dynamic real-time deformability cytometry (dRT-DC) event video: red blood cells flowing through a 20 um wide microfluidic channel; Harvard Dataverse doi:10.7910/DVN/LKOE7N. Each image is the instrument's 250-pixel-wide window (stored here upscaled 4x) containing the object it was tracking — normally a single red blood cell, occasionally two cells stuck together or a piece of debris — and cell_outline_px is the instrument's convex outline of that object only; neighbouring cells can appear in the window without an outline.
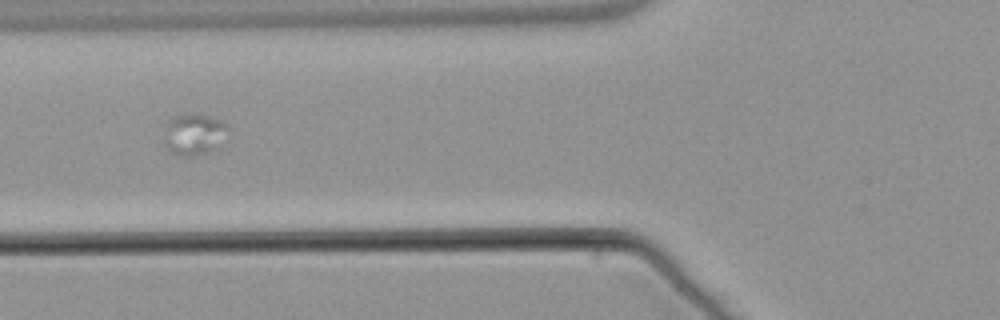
{"species": "common noctule bat (a hibernating species)", "species_latin": "Nyctalus noctula", "temperature_condition": "warm", "stored_images_in_passage": 12, "camera_frame_rate_fps": 3000, "um_per_image_px": 0.085, "animal": {"sex": "male", "body_mass_g": 21.5, "forearm_length_mm": 52.0}, "frame": {"image": 1, "passage_image": 5, "time_ms": 5.667, "image_size_px": [1000, 320], "cell_outline_px": [[228, 128], [212, 148], [204, 152], [192, 156], [180, 156], [172, 152], [164, 144], [164, 140], [168, 120], [172, 116], [184, 112], [204, 116], [220, 120], [228, 124]], "centroid_in_image_um": [16.39, 11.37], "position_along_channel_um": 109.4, "area_um2": 14.74}}
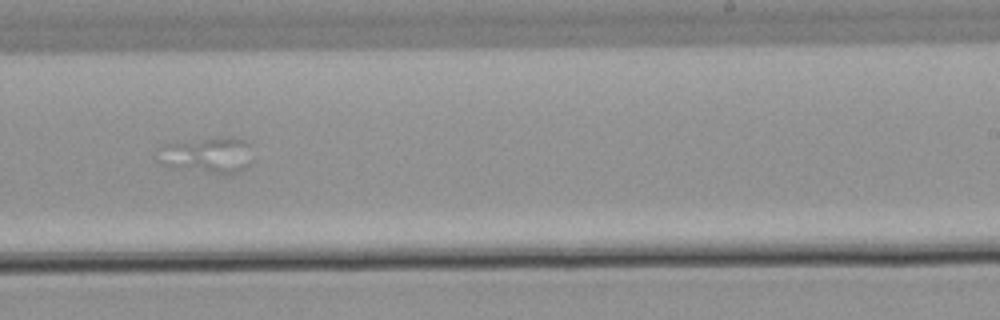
{"frame": {"image": 2, "passage_image": 9, "time_ms": 10.667, "image_size_px": [1000, 320], "cell_outline_px": [[252, 144], [244, 168], [236, 172], [224, 176], [172, 168], [160, 164], [160, 160], [164, 144], [220, 136], [236, 136], [248, 140]], "centroid_in_image_um": [17.67, 13.18], "position_along_channel_um": 271.3, "area_um2": 20.11}}